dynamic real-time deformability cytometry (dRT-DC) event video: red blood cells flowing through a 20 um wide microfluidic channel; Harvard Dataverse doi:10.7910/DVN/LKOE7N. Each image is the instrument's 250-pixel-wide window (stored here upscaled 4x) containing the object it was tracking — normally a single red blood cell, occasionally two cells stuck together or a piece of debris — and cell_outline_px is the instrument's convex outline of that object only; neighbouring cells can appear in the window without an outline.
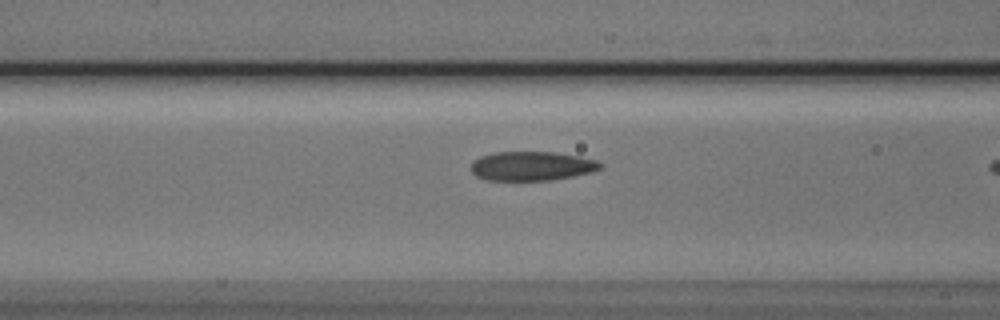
{"species": "Egyptian fruit bat (a non-hibernating species)", "species_latin": "Rousettus aegyptiacus", "temperature_condition": "cold", "stored_images_in_passage": 20, "camera_frame_rate_fps": 3000, "um_per_image_px": 0.085, "animal": {"sex": "male"}, "frame": {"image": 1, "passage_image": 19, "time_ms": 6.0, "image_size_px": [1000, 320], "cell_outline_px": [[604, 164], [600, 168], [592, 172], [552, 180], [488, 180], [476, 176], [472, 172], [472, 160], [480, 156], [492, 152], [556, 152], [580, 156], [596, 160]], "centroid_in_image_um": [45.2, 14.1], "position_along_channel_um": 121.4, "area_um2": 22.08}}